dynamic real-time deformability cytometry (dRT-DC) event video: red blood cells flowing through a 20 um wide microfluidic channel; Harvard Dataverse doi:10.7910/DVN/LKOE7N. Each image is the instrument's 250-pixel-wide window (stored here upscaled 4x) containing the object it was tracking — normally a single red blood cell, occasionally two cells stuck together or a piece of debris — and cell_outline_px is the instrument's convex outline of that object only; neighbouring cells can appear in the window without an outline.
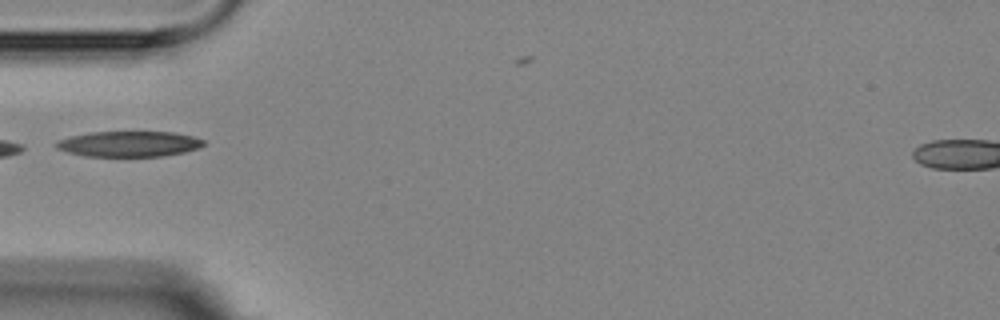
{"species": "Egyptian fruit bat (a non-hibernating species)", "species_latin": "Rousettus aegyptiacus", "temperature_condition": "room temperature", "stored_images_in_passage": 10, "camera_frame_rate_fps": 3000, "um_per_image_px": 0.085, "animal": {"sex": "female"}, "frame": {"image": 1, "passage_image": 1, "time_ms": 0.0, "image_size_px": [1000, 320], "cell_outline_px": [[204, 144], [200, 148], [184, 152], [164, 156], [84, 156], [68, 152], [56, 148], [56, 144], [60, 140], [72, 136], [88, 132], [172, 132], [192, 136], [204, 140]], "centroid_in_image_um": [10.99, 12.23], "position_along_channel_um": 74.0, "area_um2": 21.79}}
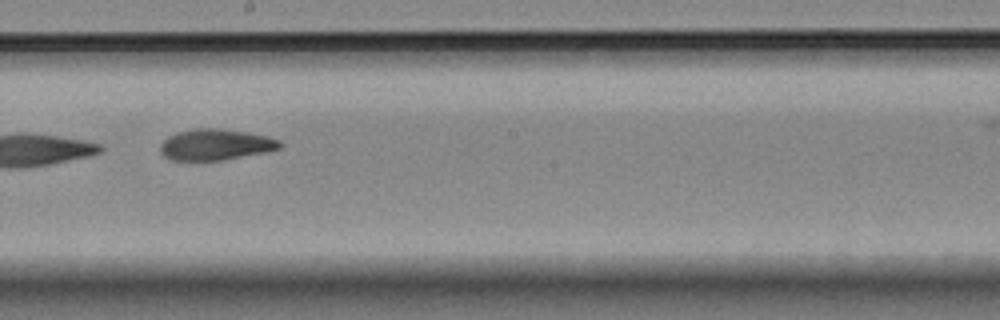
{"frame": {"image": 2, "passage_image": 5, "time_ms": 4.333, "image_size_px": [1000, 320], "cell_outline_px": [[284, 144], [280, 148], [268, 152], [224, 160], [172, 160], [164, 156], [160, 152], [160, 144], [168, 136], [176, 132], [196, 128], [220, 128], [268, 136], [280, 140]], "centroid_in_image_um": [18.35, 12.29], "position_along_channel_um": 229.9, "area_um2": 21.85}}
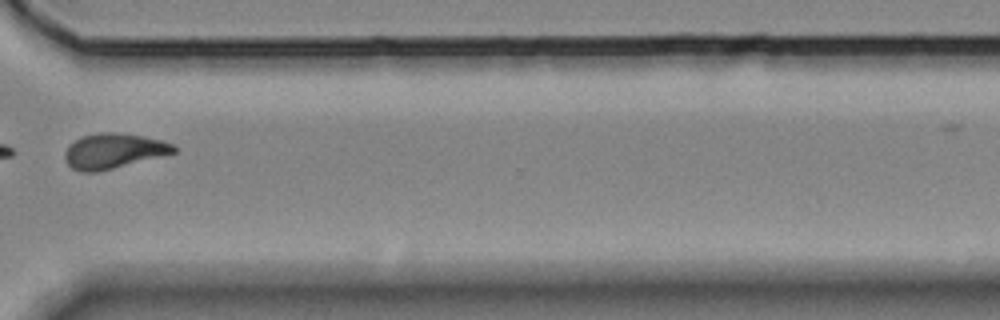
{"frame": {"image": 3, "passage_image": 8, "time_ms": 8.0, "image_size_px": [1000, 320], "cell_outline_px": [[176, 152], [96, 172], [80, 172], [72, 168], [68, 164], [64, 156], [64, 152], [76, 140], [84, 136], [100, 132], [116, 132], [140, 136], [160, 140], [172, 144], [176, 148]], "centroid_in_image_um": [9.62, 12.83], "position_along_channel_um": 361.0, "area_um2": 21.68}}